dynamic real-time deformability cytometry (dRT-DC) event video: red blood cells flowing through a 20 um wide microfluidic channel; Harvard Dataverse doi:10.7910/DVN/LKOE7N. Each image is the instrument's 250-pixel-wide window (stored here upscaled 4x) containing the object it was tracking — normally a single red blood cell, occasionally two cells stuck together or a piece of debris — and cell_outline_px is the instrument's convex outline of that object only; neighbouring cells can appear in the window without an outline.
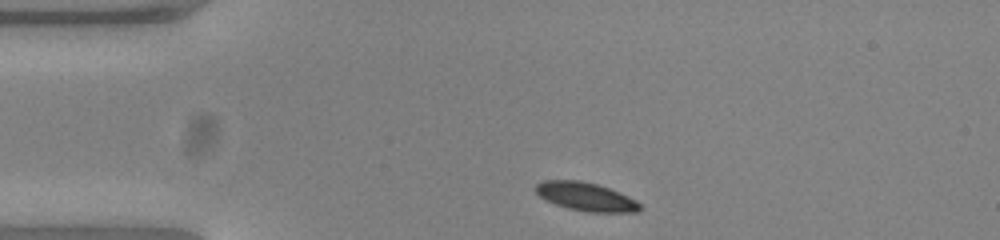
{"species": "common noctule bat (a hibernating species)", "species_latin": "Nyctalus noctula", "temperature_condition": "warm", "stored_images_in_passage": 34, "camera_frame_rate_fps": 3000, "um_per_image_px": 0.085, "animal": {"sex": "female", "body_mass_g": 23.0, "forearm_length_mm": 53.4}, "frame": {"image": 1, "passage_image": 1, "time_ms": 0.0, "image_size_px": [1000, 240], "cell_outline_px": [[644, 208], [636, 212], [588, 212], [568, 208], [544, 200], [536, 192], [536, 184], [544, 180], [580, 180], [596, 184], [608, 188], [628, 196], [636, 200]], "centroid_in_image_um": [49.81, 16.72], "position_along_channel_um": 35.2, "area_um2": 17.22}}
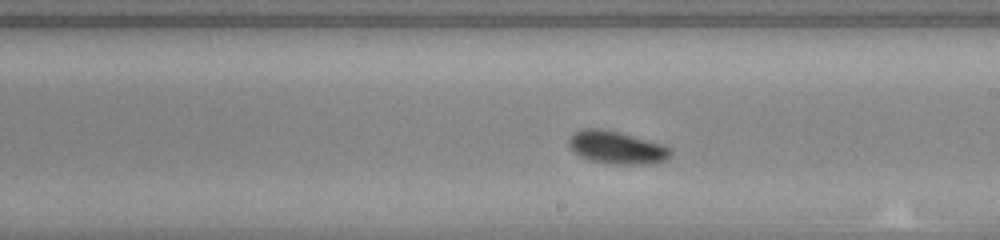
{"frame": {"image": 2, "passage_image": 20, "time_ms": 6.333, "image_size_px": [1000, 240], "cell_outline_px": [[672, 152], [664, 160], [652, 164], [608, 164], [592, 160], [580, 156], [568, 144], [568, 140], [576, 132], [584, 128], [600, 128], [620, 132], [664, 144], [672, 148]], "centroid_in_image_um": [52.46, 12.53], "position_along_channel_um": 236.5, "area_um2": 19.36}}
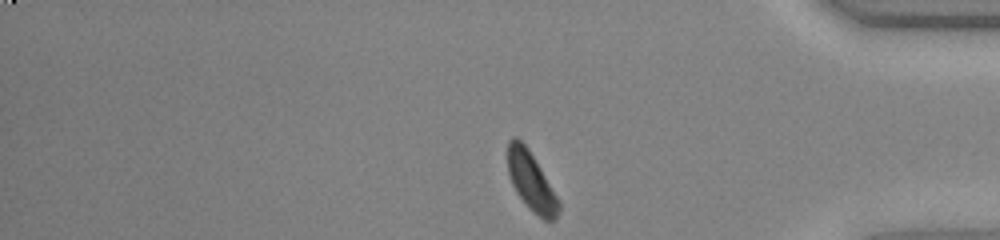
{"frame": {"image": 3, "passage_image": 34, "time_ms": 11.0, "image_size_px": [1000, 240], "cell_outline_px": [[560, 208], [556, 220], [544, 220], [532, 212], [528, 208], [516, 192], [512, 184], [508, 172], [508, 140], [512, 136], [516, 136], [528, 148], [560, 200]], "centroid_in_image_um": [45.16, 15.44], "position_along_channel_um": 390.0, "area_um2": 17.51}}